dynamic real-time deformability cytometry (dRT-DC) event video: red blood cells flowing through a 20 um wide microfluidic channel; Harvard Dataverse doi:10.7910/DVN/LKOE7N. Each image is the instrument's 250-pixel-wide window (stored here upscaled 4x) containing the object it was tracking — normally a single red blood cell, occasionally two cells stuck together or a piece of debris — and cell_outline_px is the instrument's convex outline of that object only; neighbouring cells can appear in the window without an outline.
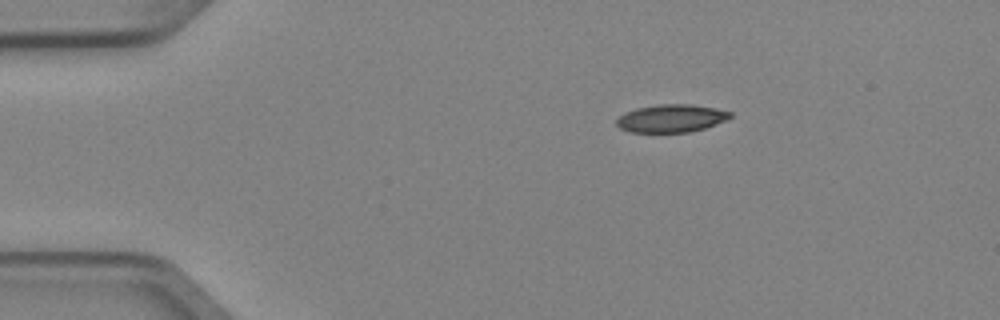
{"species": "Egyptian fruit bat (a non-hibernating species)", "species_latin": "Rousettus aegyptiacus", "temperature_condition": "cold", "stored_images_in_passage": 2, "camera_frame_rate_fps": 3000, "um_per_image_px": 0.085, "animal": {"sex": "female"}, "frame": {"image": 1, "passage_image": 1, "time_ms": 0.0, "image_size_px": [1000, 320], "cell_outline_px": [[732, 116], [716, 124], [704, 128], [688, 132], [632, 132], [620, 128], [616, 124], [616, 120], [624, 112], [636, 108], [660, 104], [692, 104], [716, 108], [732, 112]], "centroid_in_image_um": [57.05, 10.05], "position_along_channel_um": 28.0, "area_um2": 18.38}}